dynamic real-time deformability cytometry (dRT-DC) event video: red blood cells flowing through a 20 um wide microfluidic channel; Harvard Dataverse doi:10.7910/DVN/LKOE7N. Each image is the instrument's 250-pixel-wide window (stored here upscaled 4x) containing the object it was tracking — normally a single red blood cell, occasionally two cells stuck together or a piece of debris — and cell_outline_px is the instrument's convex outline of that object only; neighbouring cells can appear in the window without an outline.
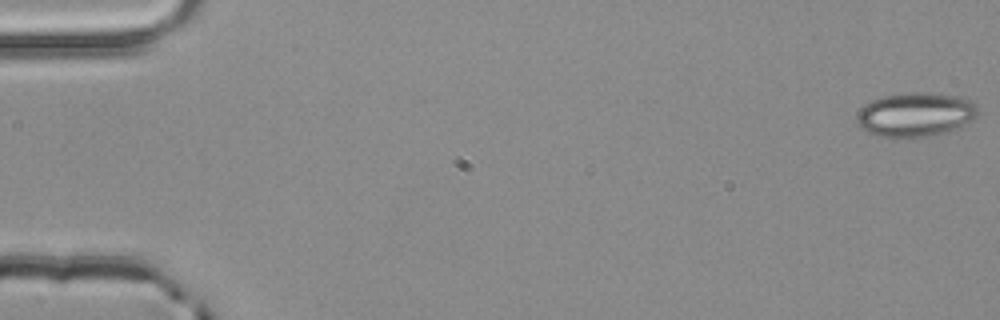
{"species": "common noctule bat (a hibernating species)", "species_latin": "Nyctalus noctula", "temperature_condition": "room temperature", "stored_images_in_passage": 4, "camera_frame_rate_fps": 3000, "um_per_image_px": 0.085, "animal": {"sex": "male", "body_mass_g": 20.4}, "frame": {"image": 1, "passage_image": 1, "time_ms": 0.0, "image_size_px": [1000, 320], "cell_outline_px": [[980, 108], [976, 116], [972, 120], [956, 128], [944, 132], [928, 136], [876, 136], [864, 132], [856, 124], [856, 116], [860, 108], [864, 104], [872, 100], [884, 96], [912, 92], [916, 92], [960, 96], [976, 104]], "centroid_in_image_um": [77.77, 9.73], "position_along_channel_um": 7.2, "area_um2": 30.98}}
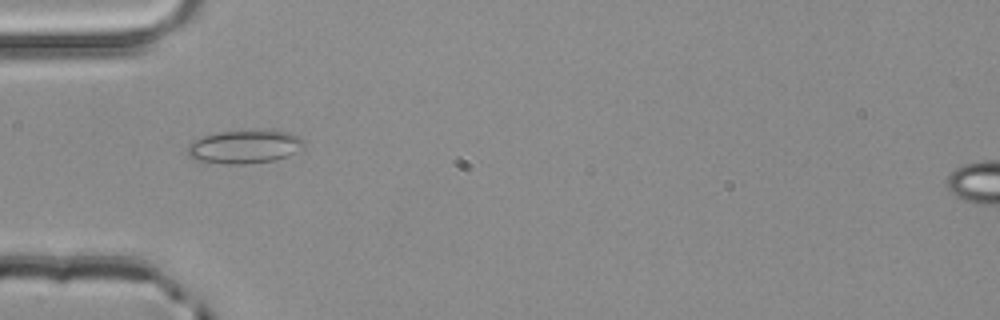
{"frame": {"image": 2, "passage_image": 4, "time_ms": 1.0, "image_size_px": [1000, 320], "cell_outline_px": [[304, 148], [288, 156], [276, 160], [244, 164], [228, 164], [192, 160], [188, 156], [184, 148], [192, 140], [204, 136], [220, 132], [288, 132], [300, 136], [304, 140]], "centroid_in_image_um": [20.74, 12.51], "position_along_channel_um": 64.3, "area_um2": 22.54}}